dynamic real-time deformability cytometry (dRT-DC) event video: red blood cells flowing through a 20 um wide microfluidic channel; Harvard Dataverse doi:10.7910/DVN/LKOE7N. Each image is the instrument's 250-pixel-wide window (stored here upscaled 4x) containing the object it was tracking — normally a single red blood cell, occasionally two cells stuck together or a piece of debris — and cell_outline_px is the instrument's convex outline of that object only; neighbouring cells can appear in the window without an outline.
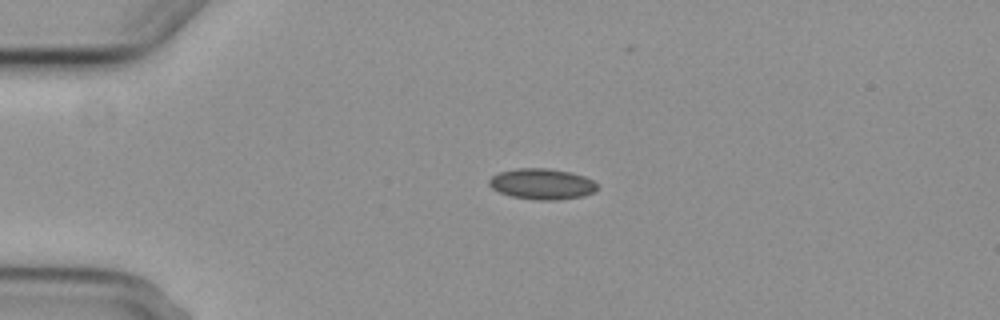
{"species": "common noctule bat (a hibernating species)", "species_latin": "Nyctalus noctula", "temperature_condition": "cold", "stored_images_in_passage": 3, "camera_frame_rate_fps": 3000, "um_per_image_px": 0.085, "animal": {"sex": "female", "body_mass_g": 29.2, "forearm_length_mm": 56.3}, "frame": {"image": 1, "passage_image": 3, "time_ms": 2.667, "image_size_px": [1000, 320], "cell_outline_px": [[596, 188], [592, 192], [580, 196], [556, 200], [536, 200], [512, 196], [500, 192], [492, 188], [488, 184], [488, 180], [492, 176], [500, 172], [516, 168], [548, 168], [572, 172], [584, 176], [592, 180], [596, 184]], "centroid_in_image_um": [46.03, 15.62], "position_along_channel_um": 39.0, "area_um2": 19.25}}